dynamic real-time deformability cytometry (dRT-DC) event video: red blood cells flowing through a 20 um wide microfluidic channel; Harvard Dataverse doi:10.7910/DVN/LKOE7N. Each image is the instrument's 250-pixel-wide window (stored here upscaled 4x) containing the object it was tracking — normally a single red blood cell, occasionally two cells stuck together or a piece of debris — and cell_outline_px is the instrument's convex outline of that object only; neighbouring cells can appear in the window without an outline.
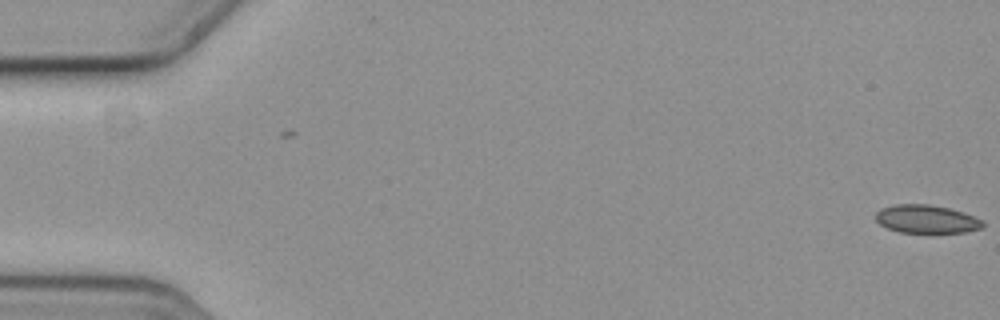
{"species": "common noctule bat (a hibernating species)", "species_latin": "Nyctalus noctula", "temperature_condition": "cold", "stored_images_in_passage": 23, "camera_frame_rate_fps": 3000, "um_per_image_px": 0.085, "animal": {"sex": "female", "body_mass_g": 19.3, "forearm_length_mm": 54.1}, "frame": {"image": 1, "passage_image": 1, "time_ms": 0.0, "image_size_px": [1000, 320], "cell_outline_px": [[984, 228], [964, 232], [928, 236], [900, 232], [888, 228], [880, 224], [876, 220], [876, 212], [884, 208], [896, 204], [928, 204], [948, 208], [984, 220]], "centroid_in_image_um": [78.79, 18.69], "position_along_channel_um": 6.2, "area_um2": 18.26}}
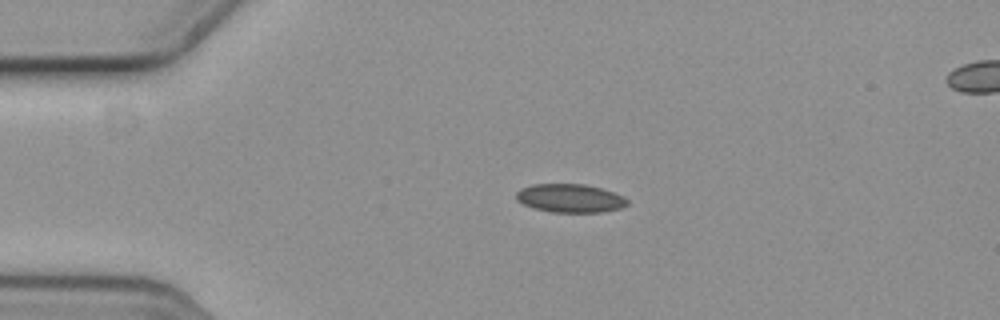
{"frame": {"image": 2, "passage_image": 14, "time_ms": 4.333, "image_size_px": [1000, 320], "cell_outline_px": [[628, 204], [624, 208], [604, 212], [552, 212], [532, 208], [516, 200], [516, 192], [520, 188], [532, 184], [584, 184], [600, 188], [624, 196], [628, 200]], "centroid_in_image_um": [48.46, 16.85], "position_along_channel_um": 36.5, "area_um2": 18.61}}
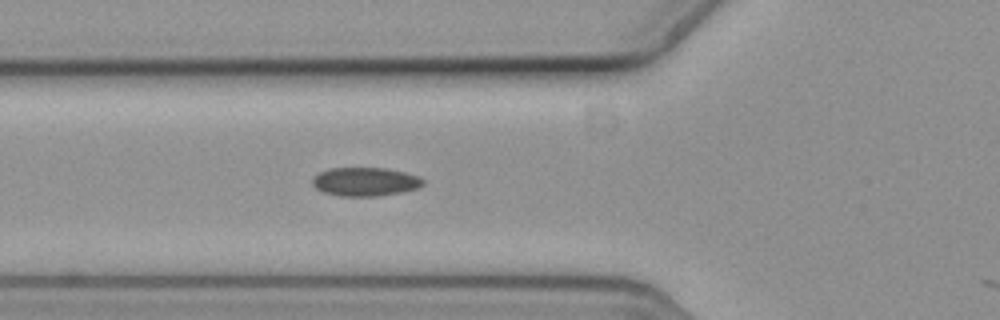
{"frame": {"image": 3, "passage_image": 22, "time_ms": 7.0, "image_size_px": [1000, 320], "cell_outline_px": [[424, 184], [416, 188], [400, 192], [376, 196], [340, 196], [324, 192], [316, 188], [312, 184], [312, 180], [320, 172], [328, 168], [384, 168], [404, 172], [416, 176], [424, 180]], "centroid_in_image_um": [31.01, 15.44], "position_along_channel_um": 94.8, "area_um2": 18.21}}